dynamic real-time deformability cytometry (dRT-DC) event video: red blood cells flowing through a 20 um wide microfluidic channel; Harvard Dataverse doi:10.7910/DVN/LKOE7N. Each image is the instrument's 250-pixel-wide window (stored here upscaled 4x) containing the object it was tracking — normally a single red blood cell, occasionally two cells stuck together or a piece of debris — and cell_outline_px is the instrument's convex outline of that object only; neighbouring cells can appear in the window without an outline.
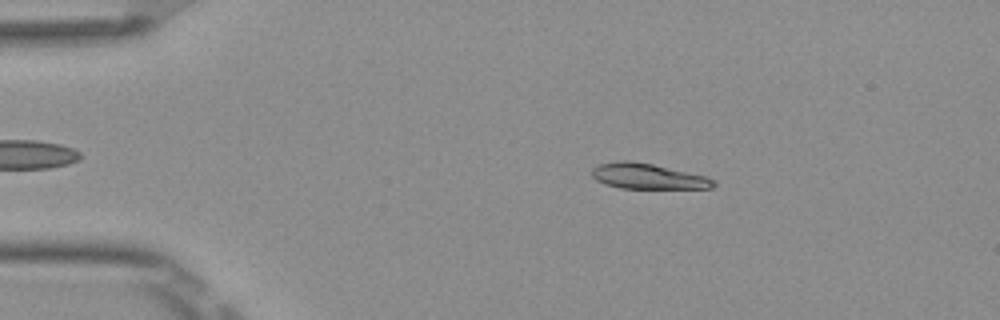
{"species": "Egyptian fruit bat (a non-hibernating species)", "species_latin": "Rousettus aegyptiacus", "temperature_condition": "room temperature", "stored_images_in_passage": 51, "camera_frame_rate_fps": 3000, "um_per_image_px": 0.085, "frame": {"image": 1, "passage_image": 9, "time_ms": 2.667, "image_size_px": [1000, 320], "cell_outline_px": [[716, 184], [712, 188], [620, 188], [604, 184], [596, 180], [592, 176], [592, 168], [596, 164], [620, 160], [628, 160], [652, 164], [704, 176], [716, 180]], "centroid_in_image_um": [55.01, 14.98], "position_along_channel_um": 30.0, "area_um2": 17.98}}
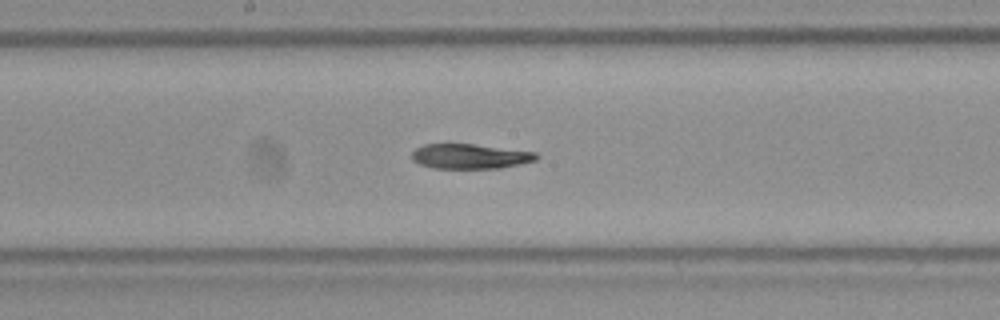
{"frame": {"image": 2, "passage_image": 27, "time_ms": 8.667, "image_size_px": [1000, 320], "cell_outline_px": [[540, 156], [536, 160], [520, 164], [500, 168], [432, 168], [420, 164], [412, 160], [412, 152], [416, 148], [424, 144], [476, 144], [536, 152]], "centroid_in_image_um": [39.97, 13.28], "position_along_channel_um": 208.2, "area_um2": 18.09}}
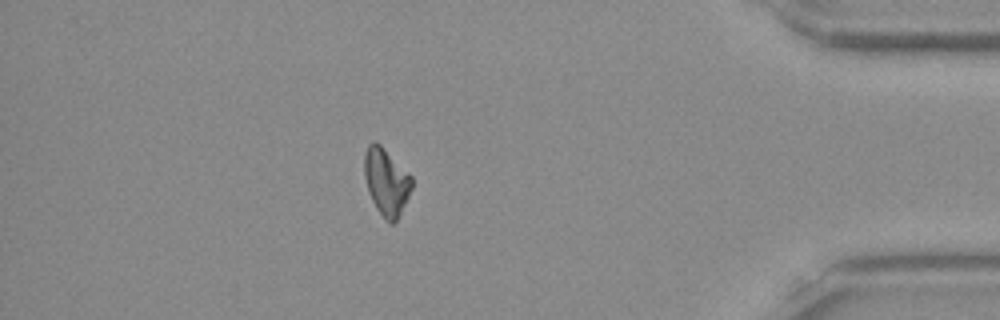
{"frame": {"image": 3, "passage_image": 45, "time_ms": 14.667, "image_size_px": [1000, 320], "cell_outline_px": [[412, 188], [396, 220], [392, 224], [384, 220], [376, 208], [368, 192], [364, 176], [364, 152], [368, 144], [372, 140], [376, 140], [412, 176]], "centroid_in_image_um": [32.8, 15.42], "position_along_channel_um": 402.4, "area_um2": 18.55}}